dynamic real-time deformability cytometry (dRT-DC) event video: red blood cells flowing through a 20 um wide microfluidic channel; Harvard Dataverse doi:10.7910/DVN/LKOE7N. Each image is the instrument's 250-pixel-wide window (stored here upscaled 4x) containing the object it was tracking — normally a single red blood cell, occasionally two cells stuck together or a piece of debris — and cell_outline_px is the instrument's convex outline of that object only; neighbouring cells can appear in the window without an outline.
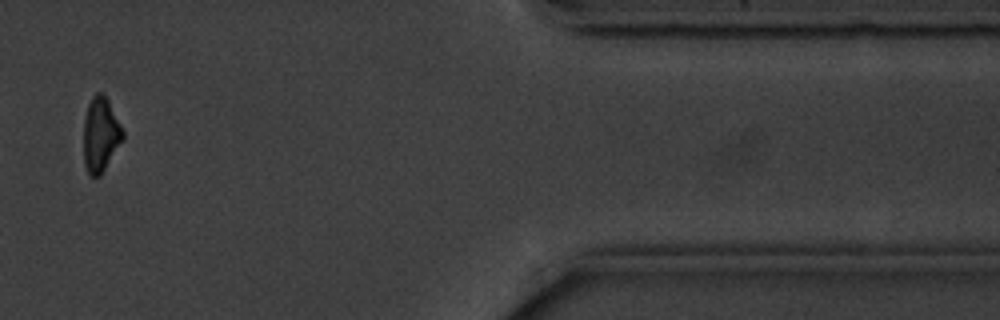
{"species": "common noctule bat (a hibernating species)", "species_latin": "Nyctalus noctula", "temperature_condition": "cold", "stored_images_in_passage": 11, "camera_frame_rate_fps": 3000, "um_per_image_px": 0.085, "animal": {"sex": "male", "body_mass_g": 20.1, "forearm_length_mm": 53.5}, "frame": {"image": 1, "passage_image": 10, "time_ms": 10.667, "image_size_px": [1000, 320], "cell_outline_px": [[124, 140], [100, 176], [92, 176], [88, 172], [84, 164], [84, 120], [88, 104], [92, 96], [96, 92], [100, 92], [108, 100], [124, 132]], "centroid_in_image_um": [8.56, 11.45], "position_along_channel_um": 402.8, "area_um2": 16.99}, "authors_computed_cell_mechanics": {"area_um2": 19.074, "velocity_mm_per_s": 3.5501, "shape_relaxation_time_tau1_ms": 2.0832, "shape_relaxation_time_tau2_ms": null, "deformation_change_tau1": 0.1035, "deformation_change_tau2": null}}